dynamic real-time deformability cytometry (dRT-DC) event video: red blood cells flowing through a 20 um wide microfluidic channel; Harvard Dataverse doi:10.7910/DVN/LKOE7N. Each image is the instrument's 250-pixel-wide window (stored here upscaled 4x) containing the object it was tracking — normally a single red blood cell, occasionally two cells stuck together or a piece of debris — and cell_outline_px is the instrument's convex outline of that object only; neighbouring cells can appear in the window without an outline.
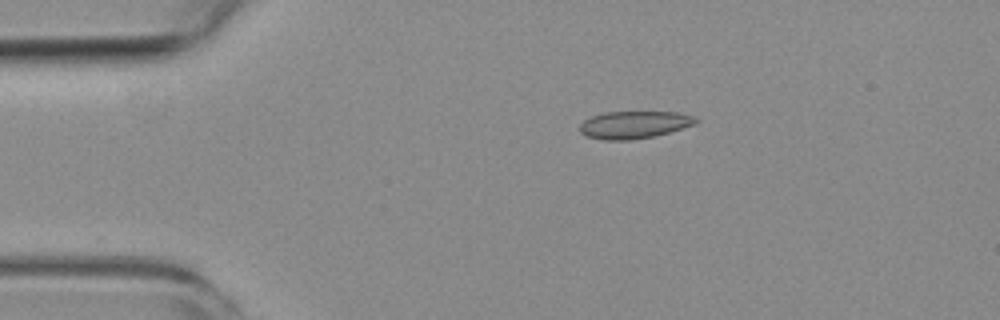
{"species": "common noctule bat (a hibernating species)", "species_latin": "Nyctalus noctula", "temperature_condition": "room temperature", "stored_images_in_passage": 44, "camera_frame_rate_fps": 3000, "um_per_image_px": 0.085, "animal": {"sex": "female", "body_mass_g": 19.3, "forearm_length_mm": 54.1}, "frame": {"image": 1, "passage_image": 1, "time_ms": 0.0, "image_size_px": [1000, 320], "cell_outline_px": [[700, 120], [696, 124], [668, 132], [652, 136], [628, 140], [604, 140], [588, 136], [580, 132], [580, 124], [584, 120], [592, 116], [604, 112], [676, 112], [696, 116]], "centroid_in_image_um": [53.92, 10.59], "position_along_channel_um": 31.1, "area_um2": 18.44}}
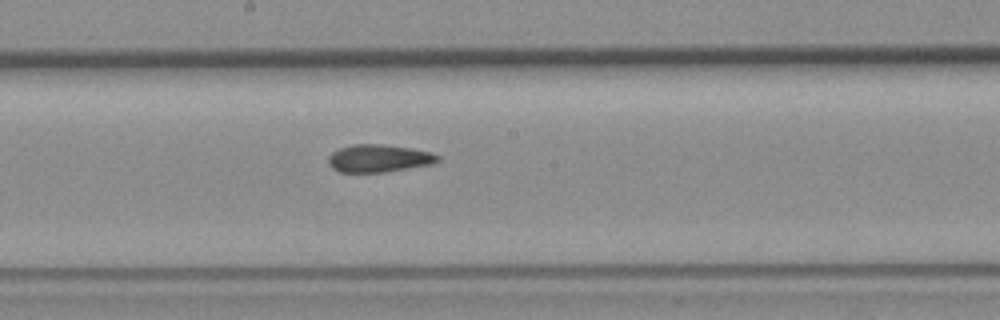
{"frame": {"image": 2, "passage_image": 19, "time_ms": 6.0, "image_size_px": [1000, 320], "cell_outline_px": [[440, 160], [432, 164], [384, 172], [340, 172], [332, 168], [328, 164], [328, 156], [332, 152], [340, 148], [352, 144], [380, 144], [412, 148], [432, 152], [440, 156]], "centroid_in_image_um": [32.2, 13.45], "position_along_channel_um": 216.0, "area_um2": 17.69}}
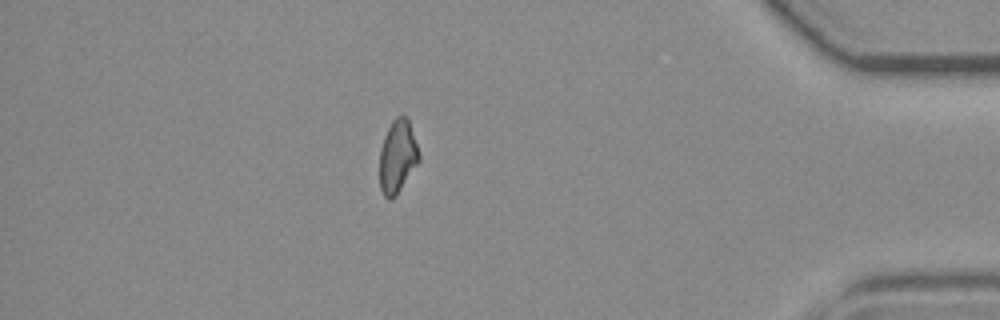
{"frame": {"image": 3, "passage_image": 37, "time_ms": 12.0, "image_size_px": [1000, 320], "cell_outline_px": [[420, 160], [392, 200], [388, 200], [384, 196], [380, 188], [380, 148], [384, 136], [392, 120], [396, 116], [404, 116], [408, 120], [420, 156]], "centroid_in_image_um": [33.77, 13.32], "position_along_channel_um": 401.4, "area_um2": 16.47}, "authors_computed_cell_mechanics": {"area_um2": 17.4845, "velocity_mm_per_s": 3.8472, "shape_relaxation_time_tau1_ms": null, "shape_relaxation_time_tau2_ms": 3.4095, "deformation_change_tau1": null, "deformation_change_tau2": 0.0768}}